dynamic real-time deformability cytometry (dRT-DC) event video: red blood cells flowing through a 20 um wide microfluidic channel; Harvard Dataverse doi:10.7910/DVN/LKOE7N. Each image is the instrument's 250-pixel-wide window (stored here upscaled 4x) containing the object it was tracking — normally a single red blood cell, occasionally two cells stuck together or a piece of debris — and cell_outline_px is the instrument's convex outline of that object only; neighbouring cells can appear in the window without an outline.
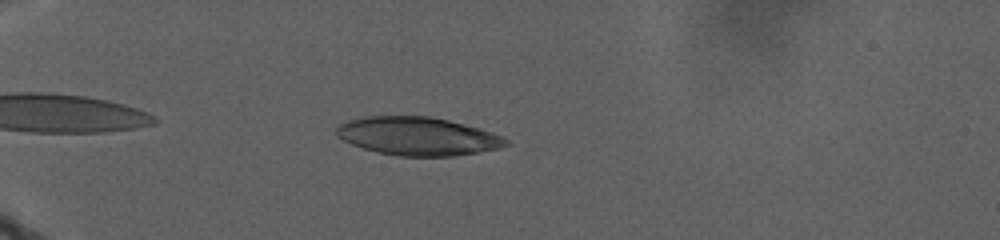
{"species": "human", "species_latin": "Homo sapiens", "temperature_condition": "warm", "stored_images_in_passage": 44, "camera_frame_rate_fps": 3000, "um_per_image_px": 0.085, "donor": {"sex": "male"}, "frame": {"image": 1, "passage_image": 8, "time_ms": 2.333, "image_size_px": [1000, 240], "cell_outline_px": [[512, 144], [500, 148], [452, 156], [400, 156], [376, 152], [352, 144], [336, 136], [336, 128], [340, 124], [348, 120], [364, 116], [428, 116], [448, 120], [480, 128], [504, 136]], "centroid_in_image_um": [35.53, 11.57], "position_along_channel_um": 49.5, "area_um2": 37.86}}
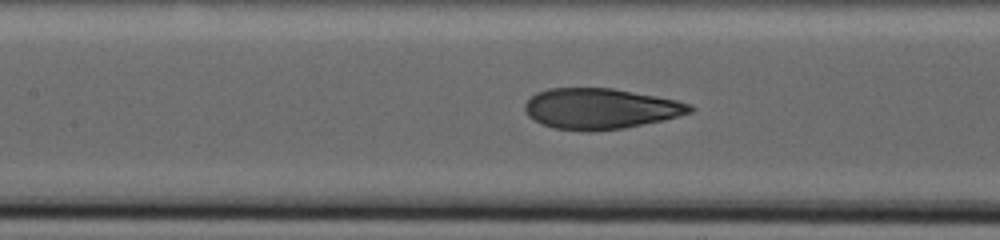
{"frame": {"image": 2, "passage_image": 29, "time_ms": 9.333, "image_size_px": [1000, 240], "cell_outline_px": [[696, 108], [692, 112], [664, 120], [624, 128], [588, 132], [552, 128], [540, 124], [528, 116], [524, 112], [524, 104], [536, 92], [548, 88], [612, 88], [656, 96], [676, 100], [692, 104]], "centroid_in_image_um": [51.02, 9.24], "position_along_channel_um": 156.4, "area_um2": 39.48}}
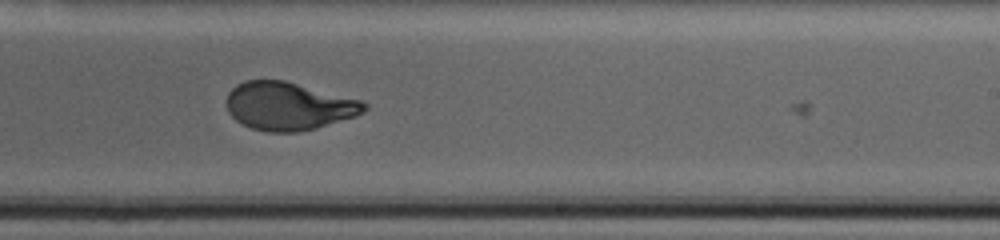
{"frame": {"image": 3, "passage_image": 44, "time_ms": 14.333, "image_size_px": [1000, 240], "cell_outline_px": [[368, 108], [364, 112], [356, 116], [316, 128], [300, 132], [268, 132], [252, 128], [236, 120], [228, 112], [228, 92], [236, 84], [244, 80], [284, 80], [360, 100], [368, 104]], "centroid_in_image_um": [24.54, 9.02], "position_along_channel_um": 264.5, "area_um2": 38.38}}